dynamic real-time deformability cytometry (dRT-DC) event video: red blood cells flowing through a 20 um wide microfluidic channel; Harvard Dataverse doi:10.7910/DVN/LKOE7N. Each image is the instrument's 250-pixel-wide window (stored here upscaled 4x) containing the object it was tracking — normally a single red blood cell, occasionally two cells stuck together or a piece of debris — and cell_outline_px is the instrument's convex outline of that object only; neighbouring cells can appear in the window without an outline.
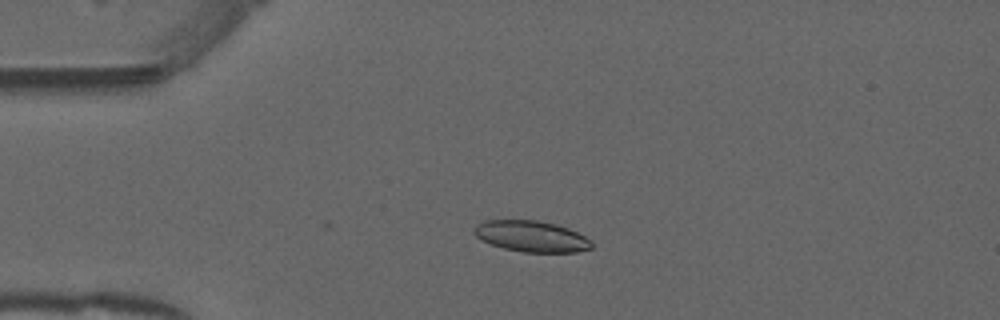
{"species": "common noctule bat (a hibernating species)", "species_latin": "Nyctalus noctula", "temperature_condition": "warm", "stored_images_in_passage": 41, "camera_frame_rate_fps": 3000, "um_per_image_px": 0.085, "animal": {"sex": "male", "forearm_length_mm": 52.5}, "frame": {"image": 1, "passage_image": 2, "time_ms": 0.333, "image_size_px": [1000, 320], "cell_outline_px": [[592, 248], [576, 252], [520, 252], [504, 248], [480, 240], [472, 232], [472, 228], [476, 224], [484, 220], [536, 220], [556, 224], [568, 228], [592, 240]], "centroid_in_image_um": [45.13, 20.08], "position_along_channel_um": 39.9, "area_um2": 21.44}}
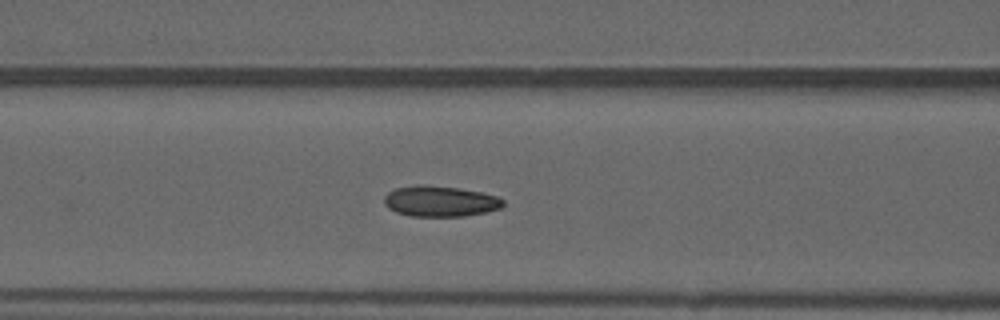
{"frame": {"image": 2, "passage_image": 11, "time_ms": 3.333, "image_size_px": [1000, 320], "cell_outline_px": [[504, 204], [500, 208], [488, 212], [464, 216], [412, 216], [396, 212], [388, 208], [384, 204], [384, 196], [388, 192], [396, 188], [420, 184], [424, 184], [460, 188], [480, 192], [496, 196], [504, 200]], "centroid_in_image_um": [37.4, 17.1], "position_along_channel_um": 129.2, "area_um2": 21.39}}
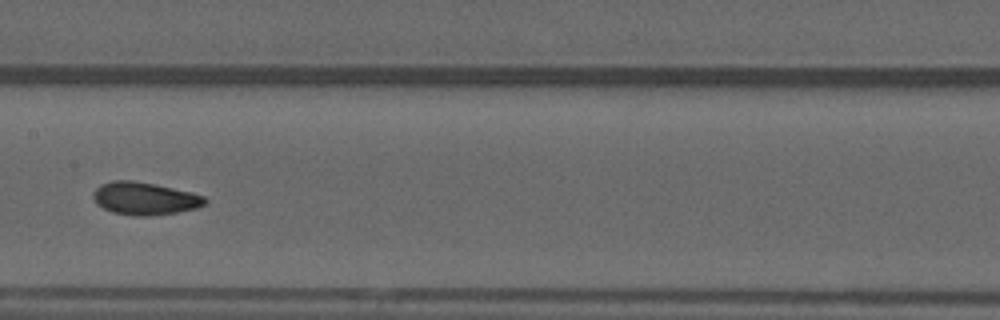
{"frame": {"image": 3, "passage_image": 16, "time_ms": 5.0, "image_size_px": [1000, 320], "cell_outline_px": [[208, 200], [204, 204], [196, 208], [176, 212], [148, 216], [136, 216], [112, 212], [96, 204], [92, 196], [92, 192], [100, 184], [112, 180], [132, 180], [156, 184], [192, 192], [204, 196]], "centroid_in_image_um": [12.27, 16.86], "position_along_channel_um": 195.1, "area_um2": 21.39}, "authors_computed_cell_mechanics": {"area_um2": 20.8658, "velocity_mm_per_s": 3.9575, "shape_relaxation_time_tau1_ms": 5.9293, "shape_relaxation_time_tau2_ms": 1.9862, "deformation_change_tau1": 0.1567, "deformation_change_tau2": 0.0633}}